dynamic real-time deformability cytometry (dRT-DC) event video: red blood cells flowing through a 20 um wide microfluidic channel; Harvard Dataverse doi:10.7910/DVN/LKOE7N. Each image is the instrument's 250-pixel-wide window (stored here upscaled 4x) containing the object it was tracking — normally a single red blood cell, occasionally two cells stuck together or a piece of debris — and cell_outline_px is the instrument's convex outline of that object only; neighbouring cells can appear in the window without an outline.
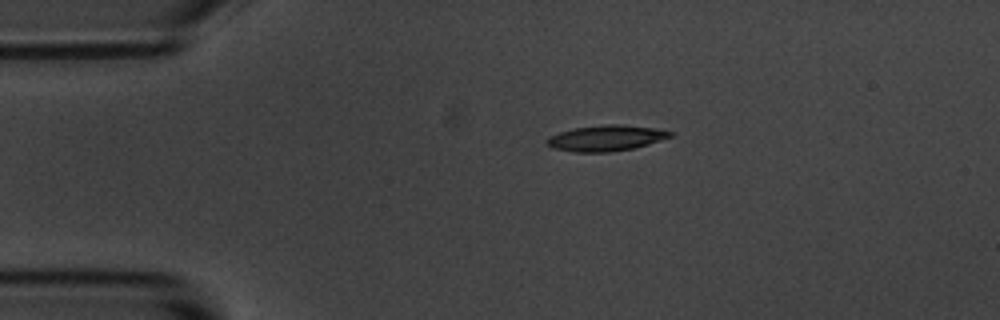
{"species": "common noctule bat (a hibernating species)", "species_latin": "Nyctalus noctula", "temperature_condition": "room temperature", "stored_images_in_passage": 45, "camera_frame_rate_fps": 3000, "um_per_image_px": 0.085, "animal": {"sex": "male", "body_mass_g": 20.1, "forearm_length_mm": 53.5}, "frame": {"image": 1, "passage_image": 1, "time_ms": 0.0, "image_size_px": [1000, 320], "cell_outline_px": [[676, 132], [672, 136], [648, 144], [632, 148], [612, 152], [576, 152], [556, 148], [544, 144], [544, 140], [548, 136], [560, 132], [576, 128], [608, 124], [620, 124], [652, 128]], "centroid_in_image_um": [51.49, 11.74], "position_along_channel_um": 33.5, "area_um2": 18.38}}
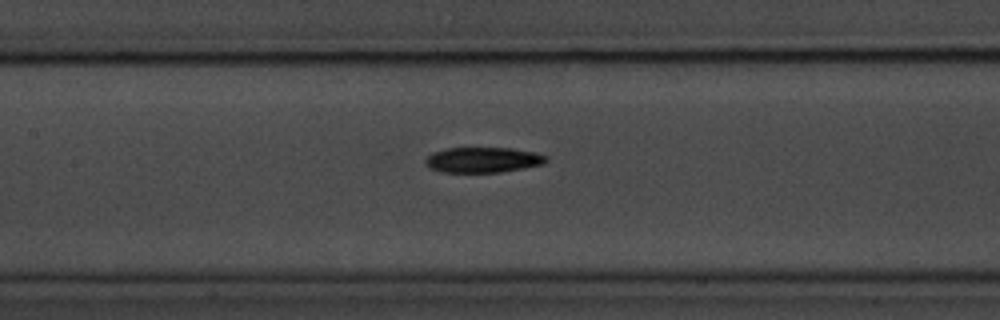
{"frame": {"image": 2, "passage_image": 15, "time_ms": 4.667, "image_size_px": [1000, 320], "cell_outline_px": [[548, 160], [544, 164], [524, 168], [500, 172], [440, 172], [428, 168], [424, 164], [424, 160], [432, 152], [448, 148], [512, 148], [536, 152], [548, 156]], "centroid_in_image_um": [41.05, 13.59], "position_along_channel_um": 166.4, "area_um2": 18.09}}
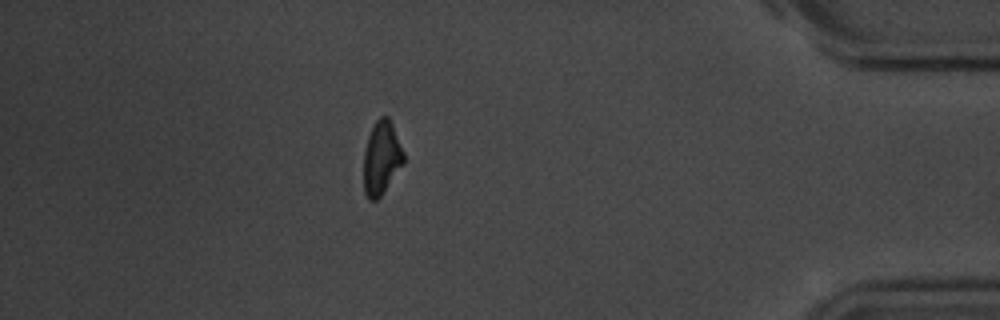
{"frame": {"image": 3, "passage_image": 38, "time_ms": 12.333, "image_size_px": [1000, 320], "cell_outline_px": [[404, 164], [384, 192], [376, 200], [368, 200], [364, 192], [364, 152], [368, 136], [376, 120], [380, 116], [388, 116], [392, 124], [404, 152]], "centroid_in_image_um": [32.43, 13.44], "position_along_channel_um": 402.8, "area_um2": 17.17}, "authors_computed_cell_mechanics": {"area_um2": 18.0914, "velocity_mm_per_s": 3.6615, "shape_relaxation_time_tau1_ms": 3.5783, "shape_relaxation_time_tau2_ms": null, "deformation_change_tau1": 0.1303, "deformation_change_tau2": null}}